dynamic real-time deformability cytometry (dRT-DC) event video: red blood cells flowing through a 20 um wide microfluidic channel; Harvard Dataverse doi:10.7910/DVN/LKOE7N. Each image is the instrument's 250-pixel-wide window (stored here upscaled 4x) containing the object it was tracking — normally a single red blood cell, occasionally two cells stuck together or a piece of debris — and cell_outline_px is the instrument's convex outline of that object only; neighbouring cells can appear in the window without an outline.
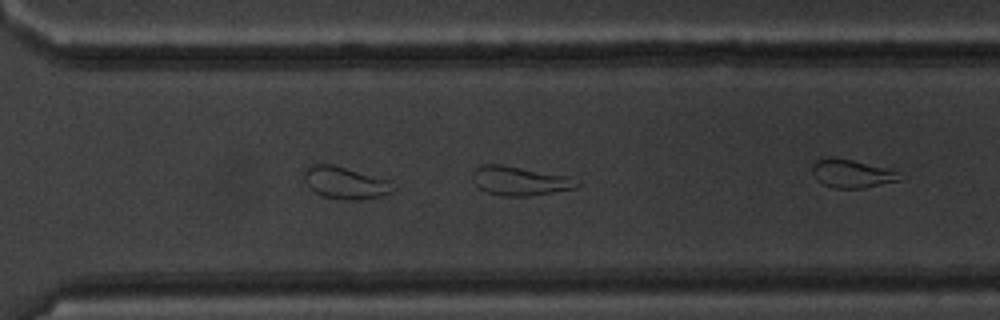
{"species": "common noctule bat (a hibernating species)", "species_latin": "Nyctalus noctula", "temperature_condition": "warm", "stored_images_in_passage": 26, "segment_of_instrument_passage": [1, 2], "camera_frame_rate_fps": 3000, "um_per_image_px": 0.085, "animal": {"sex": "male", "body_mass_g": 20.1, "forearm_length_mm": 53.5}, "frame": {"image": 1, "passage_image": 21, "time_ms": 6.667, "image_size_px": [1000, 320], "cell_outline_px": [[580, 184], [576, 188], [528, 196], [504, 196], [488, 192], [480, 188], [476, 184], [472, 176], [472, 172], [476, 168], [484, 164], [500, 164], [568, 176]], "centroid_in_image_um": [44.16, 15.37], "position_along_channel_um": 326.4, "area_um2": 17.34}}
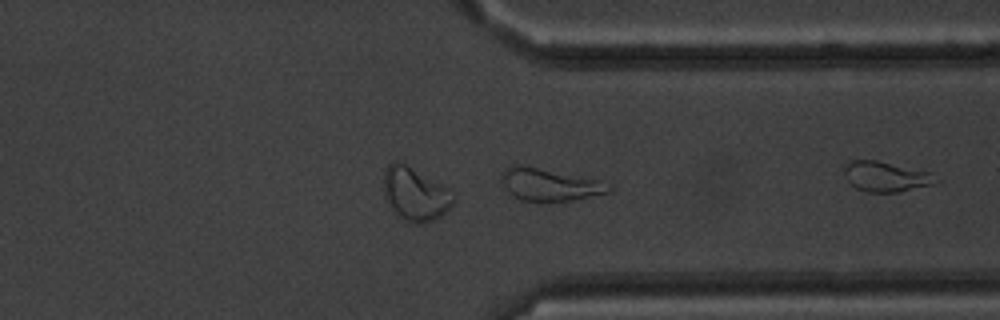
{"frame": {"image": 2, "passage_image": 24, "time_ms": 7.667, "image_size_px": [1000, 320], "cell_outline_px": [[612, 192], [572, 200], [520, 200], [512, 196], [508, 192], [500, 180], [500, 172], [504, 168], [512, 164], [520, 164], [600, 180], [612, 184]], "centroid_in_image_um": [46.69, 15.66], "position_along_channel_um": 364.7, "area_um2": 20.4}}